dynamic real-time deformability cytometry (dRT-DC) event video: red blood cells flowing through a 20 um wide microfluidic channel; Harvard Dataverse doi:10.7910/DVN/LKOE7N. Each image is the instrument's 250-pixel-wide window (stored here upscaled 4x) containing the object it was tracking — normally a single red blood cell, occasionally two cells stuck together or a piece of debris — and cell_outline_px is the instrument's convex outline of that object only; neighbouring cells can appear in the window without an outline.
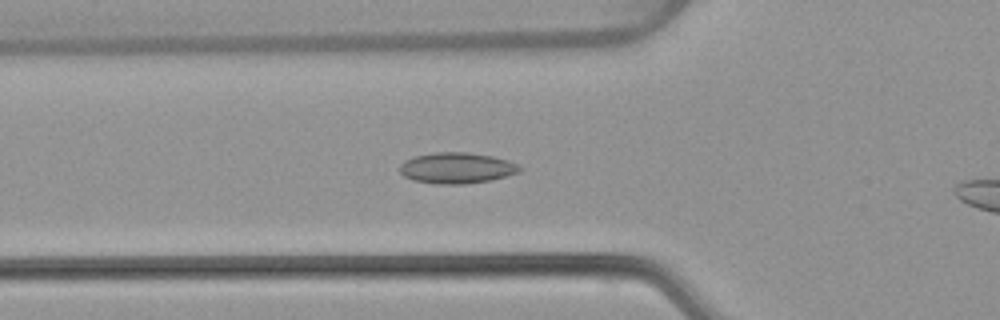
{"species": "common noctule bat (a hibernating species)", "species_latin": "Nyctalus noctula", "temperature_condition": "warm", "stored_images_in_passage": 42, "camera_frame_rate_fps": 3000, "um_per_image_px": 0.085, "animal": {"sex": "female", "body_mass_g": 22.7, "forearm_length_mm": 54.2}, "frame": {"image": 1, "passage_image": 14, "time_ms": 4.333, "image_size_px": [1000, 320], "cell_outline_px": [[524, 168], [520, 172], [492, 180], [464, 184], [436, 184], [412, 180], [404, 176], [400, 172], [400, 164], [404, 160], [416, 156], [432, 152], [468, 152], [492, 156], [508, 160]], "centroid_in_image_um": [38.83, 14.28], "position_along_channel_um": 87.0, "area_um2": 21.79}}
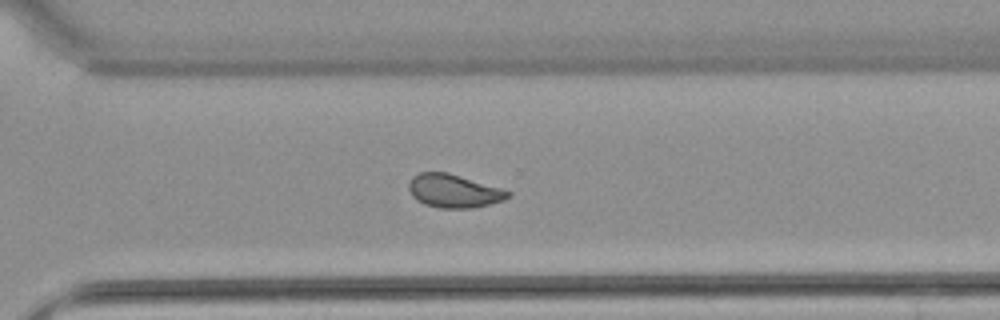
{"frame": {"image": 2, "passage_image": 33, "time_ms": 10.667, "image_size_px": [1000, 320], "cell_outline_px": [[512, 196], [504, 200], [472, 208], [440, 208], [424, 204], [416, 200], [412, 196], [408, 188], [408, 184], [412, 176], [420, 172], [448, 172], [500, 188], [512, 192]], "centroid_in_image_um": [38.55, 16.23], "position_along_channel_um": 332.0, "area_um2": 19.31}}
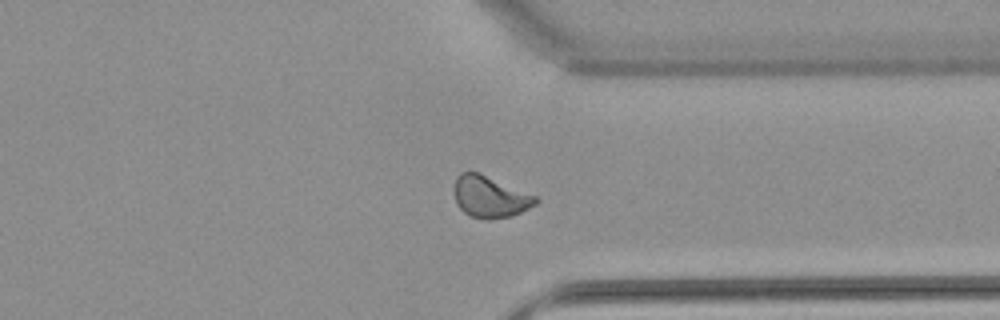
{"frame": {"image": 3, "passage_image": 36, "time_ms": 11.667, "image_size_px": [1000, 320], "cell_outline_px": [[540, 200], [536, 204], [520, 212], [508, 216], [492, 220], [488, 220], [468, 216], [456, 204], [452, 192], [456, 176], [460, 172], [480, 172], [536, 196]], "centroid_in_image_um": [41.59, 16.72], "position_along_channel_um": 369.8, "area_um2": 20.06}, "authors_computed_cell_mechanics": {"area_um2": 19.7676, "velocity_mm_per_s": 3.8694, "shape_relaxation_time_tau1_ms": null, "shape_relaxation_time_tau2_ms": 2.0318, "deformation_change_tau1": null, "deformation_change_tau2": 0.0672}}